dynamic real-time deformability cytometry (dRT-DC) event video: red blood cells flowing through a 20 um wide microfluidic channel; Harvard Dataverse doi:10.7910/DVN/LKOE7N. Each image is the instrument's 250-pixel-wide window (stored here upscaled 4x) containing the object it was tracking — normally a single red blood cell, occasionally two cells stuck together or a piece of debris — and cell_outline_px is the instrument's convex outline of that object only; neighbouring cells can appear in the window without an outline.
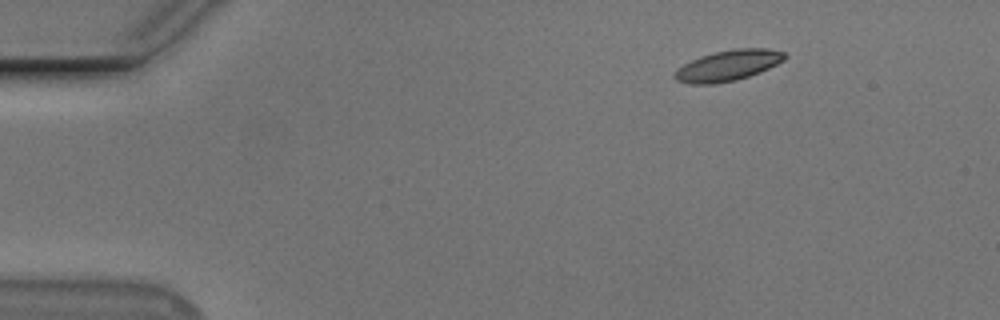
{"species": "Egyptian fruit bat (a non-hibernating species)", "species_latin": "Rousettus aegyptiacus", "temperature_condition": "cold", "stored_images_in_passage": 6, "camera_frame_rate_fps": 3000, "um_per_image_px": 0.085, "animal": {"sex": "male"}, "frame": {"image": 1, "passage_image": 3, "time_ms": 2.333, "image_size_px": [1000, 320], "cell_outline_px": [[788, 56], [784, 60], [760, 72], [736, 80], [716, 84], [688, 84], [676, 80], [672, 76], [676, 68], [700, 56], [732, 48], [768, 48], [784, 52]], "centroid_in_image_um": [61.86, 5.57], "position_along_channel_um": 23.1, "area_um2": 19.83}}
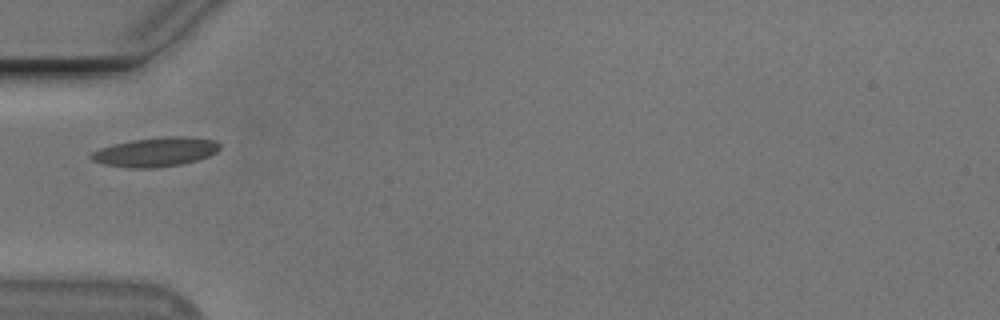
{"frame": {"image": 2, "passage_image": 6, "time_ms": 6.0, "image_size_px": [1000, 320], "cell_outline_px": [[220, 148], [216, 152], [208, 156], [196, 160], [180, 164], [156, 168], [128, 168], [104, 164], [92, 160], [88, 156], [92, 152], [100, 148], [132, 140], [168, 136], [188, 136], [216, 140], [220, 144]], "centroid_in_image_um": [13.24, 12.92], "position_along_channel_um": 71.8, "area_um2": 21.85}}